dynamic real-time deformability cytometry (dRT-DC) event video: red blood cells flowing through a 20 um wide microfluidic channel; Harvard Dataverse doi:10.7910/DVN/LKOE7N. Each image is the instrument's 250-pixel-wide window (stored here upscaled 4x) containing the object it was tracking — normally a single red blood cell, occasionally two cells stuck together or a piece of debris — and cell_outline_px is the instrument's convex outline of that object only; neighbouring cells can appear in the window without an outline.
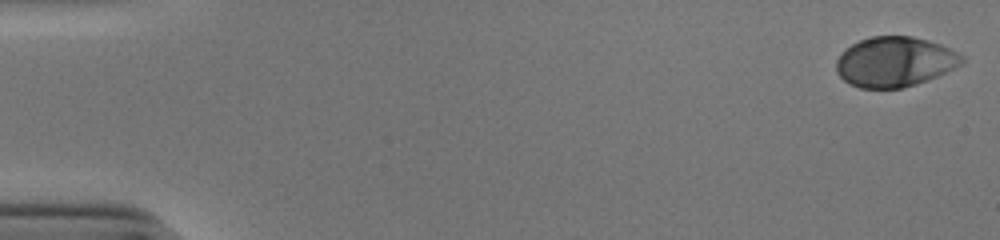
{"species": "human", "species_latin": "Homo sapiens", "temperature_condition": "cold", "stored_images_in_passage": 45, "camera_frame_rate_fps": 3000, "um_per_image_px": 0.085, "donor": {"sex": "male"}, "frame": {"image": 1, "passage_image": 1, "time_ms": 0.0, "image_size_px": [1000, 240], "cell_outline_px": [[964, 60], [960, 64], [928, 80], [916, 84], [900, 88], [860, 88], [848, 84], [836, 72], [836, 60], [852, 44], [860, 40], [872, 36], [912, 36], [928, 40], [940, 44], [964, 56]], "centroid_in_image_um": [76.03, 5.25], "position_along_channel_um": 9.0, "area_um2": 36.3}}
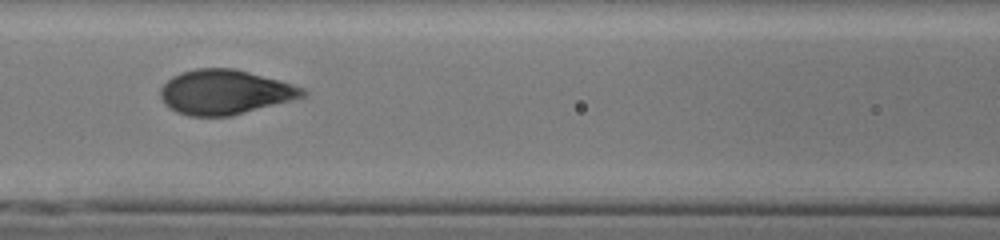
{"frame": {"image": 2, "passage_image": 24, "time_ms": 7.667, "image_size_px": [1000, 240], "cell_outline_px": [[308, 92], [304, 96], [232, 116], [188, 116], [176, 112], [168, 108], [164, 104], [160, 96], [160, 88], [172, 76], [180, 72], [196, 68], [236, 68], [280, 80], [304, 88]], "centroid_in_image_um": [19.08, 7.82], "position_along_channel_um": 147.5, "area_um2": 37.11}}
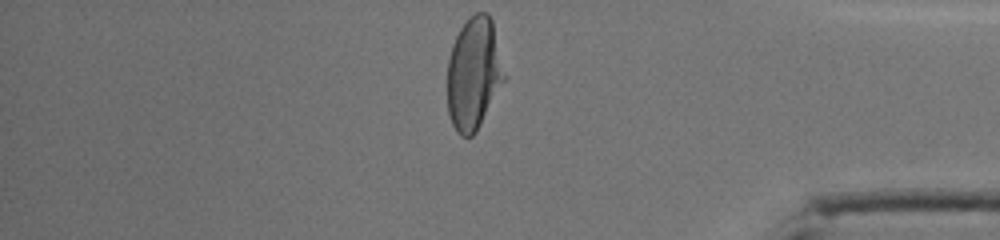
{"frame": {"image": 3, "passage_image": 45, "time_ms": 14.667, "image_size_px": [1000, 240], "cell_outline_px": [[508, 76], [476, 132], [472, 136], [460, 136], [456, 132], [452, 124], [448, 112], [448, 60], [452, 44], [460, 28], [468, 16], [476, 12], [488, 12], [492, 20]], "centroid_in_image_um": [40.31, 6.23], "position_along_channel_um": 394.9, "area_um2": 37.97}, "authors_computed_cell_mechanics": {"area_um2": 37.0498, "velocity_mm_per_s": 3.8828, "shape_relaxation_time_tau1_ms": 3.3921, "shape_relaxation_time_tau2_ms": null, "deformation_change_tau1": 0.1758, "deformation_change_tau2": null}}